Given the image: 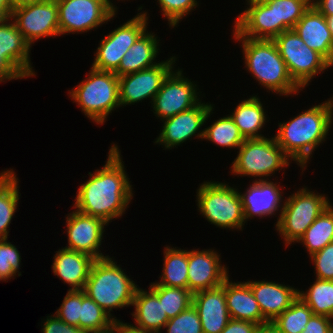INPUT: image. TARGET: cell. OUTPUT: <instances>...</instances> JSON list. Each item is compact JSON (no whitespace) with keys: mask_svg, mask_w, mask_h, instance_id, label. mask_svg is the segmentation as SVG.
Listing matches in <instances>:
<instances>
[{"mask_svg":"<svg viewBox=\"0 0 333 333\" xmlns=\"http://www.w3.org/2000/svg\"><path fill=\"white\" fill-rule=\"evenodd\" d=\"M102 169L90 175L77 192L75 207L79 212L104 220L123 215L131 201L132 188L124 170L118 146H111Z\"/></svg>","mask_w":333,"mask_h":333,"instance_id":"1","label":"cell"},{"mask_svg":"<svg viewBox=\"0 0 333 333\" xmlns=\"http://www.w3.org/2000/svg\"><path fill=\"white\" fill-rule=\"evenodd\" d=\"M333 100L299 114L286 123H279L275 137L284 153L303 168L313 150L325 141L333 120Z\"/></svg>","mask_w":333,"mask_h":333,"instance_id":"2","label":"cell"},{"mask_svg":"<svg viewBox=\"0 0 333 333\" xmlns=\"http://www.w3.org/2000/svg\"><path fill=\"white\" fill-rule=\"evenodd\" d=\"M242 41L245 64L249 72L272 92L281 95L295 94L301 89L292 79L286 63L273 40H255L235 37Z\"/></svg>","mask_w":333,"mask_h":333,"instance_id":"3","label":"cell"},{"mask_svg":"<svg viewBox=\"0 0 333 333\" xmlns=\"http://www.w3.org/2000/svg\"><path fill=\"white\" fill-rule=\"evenodd\" d=\"M133 282L112 258L96 259L84 292L111 316L113 308L132 305L137 290Z\"/></svg>","mask_w":333,"mask_h":333,"instance_id":"4","label":"cell"},{"mask_svg":"<svg viewBox=\"0 0 333 333\" xmlns=\"http://www.w3.org/2000/svg\"><path fill=\"white\" fill-rule=\"evenodd\" d=\"M89 74L69 94L88 118L96 124H103L109 113L120 106L119 77L112 71L94 68H91Z\"/></svg>","mask_w":333,"mask_h":333,"instance_id":"5","label":"cell"},{"mask_svg":"<svg viewBox=\"0 0 333 333\" xmlns=\"http://www.w3.org/2000/svg\"><path fill=\"white\" fill-rule=\"evenodd\" d=\"M227 184L204 182L197 190L199 211L220 228L242 229L245 218L239 191Z\"/></svg>","mask_w":333,"mask_h":333,"instance_id":"6","label":"cell"},{"mask_svg":"<svg viewBox=\"0 0 333 333\" xmlns=\"http://www.w3.org/2000/svg\"><path fill=\"white\" fill-rule=\"evenodd\" d=\"M330 205V201L322 194H315L303 188L288 197L280 209V217L276 228L285 243L298 242L308 227Z\"/></svg>","mask_w":333,"mask_h":333,"instance_id":"7","label":"cell"},{"mask_svg":"<svg viewBox=\"0 0 333 333\" xmlns=\"http://www.w3.org/2000/svg\"><path fill=\"white\" fill-rule=\"evenodd\" d=\"M238 149L239 154L232 164L233 174L267 177L289 165V157L275 137L246 139Z\"/></svg>","mask_w":333,"mask_h":333,"instance_id":"8","label":"cell"},{"mask_svg":"<svg viewBox=\"0 0 333 333\" xmlns=\"http://www.w3.org/2000/svg\"><path fill=\"white\" fill-rule=\"evenodd\" d=\"M273 41L293 81L302 89L313 76L332 66L321 54L310 49L294 29L282 32Z\"/></svg>","mask_w":333,"mask_h":333,"instance_id":"9","label":"cell"},{"mask_svg":"<svg viewBox=\"0 0 333 333\" xmlns=\"http://www.w3.org/2000/svg\"><path fill=\"white\" fill-rule=\"evenodd\" d=\"M57 5L60 35L96 29L116 12L110 0H60Z\"/></svg>","mask_w":333,"mask_h":333,"instance_id":"10","label":"cell"},{"mask_svg":"<svg viewBox=\"0 0 333 333\" xmlns=\"http://www.w3.org/2000/svg\"><path fill=\"white\" fill-rule=\"evenodd\" d=\"M114 29L101 40L97 48L92 68L100 71L114 72L125 53L135 41L146 31L147 13L143 12Z\"/></svg>","mask_w":333,"mask_h":333,"instance_id":"11","label":"cell"},{"mask_svg":"<svg viewBox=\"0 0 333 333\" xmlns=\"http://www.w3.org/2000/svg\"><path fill=\"white\" fill-rule=\"evenodd\" d=\"M11 19L30 45L41 37L60 35L58 5L54 1L45 0L15 8Z\"/></svg>","mask_w":333,"mask_h":333,"instance_id":"12","label":"cell"},{"mask_svg":"<svg viewBox=\"0 0 333 333\" xmlns=\"http://www.w3.org/2000/svg\"><path fill=\"white\" fill-rule=\"evenodd\" d=\"M182 71L171 72L153 99V110L161 120L197 106L200 102L196 85L183 78Z\"/></svg>","mask_w":333,"mask_h":333,"instance_id":"13","label":"cell"},{"mask_svg":"<svg viewBox=\"0 0 333 333\" xmlns=\"http://www.w3.org/2000/svg\"><path fill=\"white\" fill-rule=\"evenodd\" d=\"M175 59L176 58L171 57L169 60L159 62L151 68L120 76V106L133 104L147 98H151L153 101L154 97L161 89L163 82L172 72V65L175 63Z\"/></svg>","mask_w":333,"mask_h":333,"instance_id":"14","label":"cell"},{"mask_svg":"<svg viewBox=\"0 0 333 333\" xmlns=\"http://www.w3.org/2000/svg\"><path fill=\"white\" fill-rule=\"evenodd\" d=\"M66 223L69 244L64 248L86 253L95 259L108 257L98 251L103 238L104 225H107L104 220L76 210L68 214Z\"/></svg>","mask_w":333,"mask_h":333,"instance_id":"15","label":"cell"},{"mask_svg":"<svg viewBox=\"0 0 333 333\" xmlns=\"http://www.w3.org/2000/svg\"><path fill=\"white\" fill-rule=\"evenodd\" d=\"M213 250L188 251V290L193 294L221 286L228 271Z\"/></svg>","mask_w":333,"mask_h":333,"instance_id":"16","label":"cell"},{"mask_svg":"<svg viewBox=\"0 0 333 333\" xmlns=\"http://www.w3.org/2000/svg\"><path fill=\"white\" fill-rule=\"evenodd\" d=\"M212 109L211 104L200 102L190 110L165 119L162 132L155 143H161L167 149L180 145L196 135L199 128L206 123Z\"/></svg>","mask_w":333,"mask_h":333,"instance_id":"17","label":"cell"},{"mask_svg":"<svg viewBox=\"0 0 333 333\" xmlns=\"http://www.w3.org/2000/svg\"><path fill=\"white\" fill-rule=\"evenodd\" d=\"M250 5L235 21L234 37L255 40H274L278 36L274 7L266 2H248Z\"/></svg>","mask_w":333,"mask_h":333,"instance_id":"18","label":"cell"},{"mask_svg":"<svg viewBox=\"0 0 333 333\" xmlns=\"http://www.w3.org/2000/svg\"><path fill=\"white\" fill-rule=\"evenodd\" d=\"M192 305L199 314L203 333H221L230 320L225 297V281L216 288L193 293Z\"/></svg>","mask_w":333,"mask_h":333,"instance_id":"19","label":"cell"},{"mask_svg":"<svg viewBox=\"0 0 333 333\" xmlns=\"http://www.w3.org/2000/svg\"><path fill=\"white\" fill-rule=\"evenodd\" d=\"M294 30L310 49L317 51L333 66V37L322 13L311 5Z\"/></svg>","mask_w":333,"mask_h":333,"instance_id":"20","label":"cell"},{"mask_svg":"<svg viewBox=\"0 0 333 333\" xmlns=\"http://www.w3.org/2000/svg\"><path fill=\"white\" fill-rule=\"evenodd\" d=\"M246 283L267 322H273L298 298L299 290L288 285L275 283V281H247Z\"/></svg>","mask_w":333,"mask_h":333,"instance_id":"21","label":"cell"},{"mask_svg":"<svg viewBox=\"0 0 333 333\" xmlns=\"http://www.w3.org/2000/svg\"><path fill=\"white\" fill-rule=\"evenodd\" d=\"M95 260L86 253L62 248L54 257L52 269L56 276L72 286L69 290H84Z\"/></svg>","mask_w":333,"mask_h":333,"instance_id":"22","label":"cell"},{"mask_svg":"<svg viewBox=\"0 0 333 333\" xmlns=\"http://www.w3.org/2000/svg\"><path fill=\"white\" fill-rule=\"evenodd\" d=\"M258 180H255L244 194L240 193L245 222L254 216L272 215L282 204L281 191L277 184L264 179Z\"/></svg>","mask_w":333,"mask_h":333,"instance_id":"23","label":"cell"},{"mask_svg":"<svg viewBox=\"0 0 333 333\" xmlns=\"http://www.w3.org/2000/svg\"><path fill=\"white\" fill-rule=\"evenodd\" d=\"M225 297L230 319L250 321L258 325L267 323L246 282L232 283L228 277L225 280Z\"/></svg>","mask_w":333,"mask_h":333,"instance_id":"24","label":"cell"},{"mask_svg":"<svg viewBox=\"0 0 333 333\" xmlns=\"http://www.w3.org/2000/svg\"><path fill=\"white\" fill-rule=\"evenodd\" d=\"M11 18L0 25V52L25 76H35L30 63L31 45Z\"/></svg>","mask_w":333,"mask_h":333,"instance_id":"25","label":"cell"},{"mask_svg":"<svg viewBox=\"0 0 333 333\" xmlns=\"http://www.w3.org/2000/svg\"><path fill=\"white\" fill-rule=\"evenodd\" d=\"M157 46L156 36L145 31L125 53L114 73L120 77L157 65L153 62L158 53Z\"/></svg>","mask_w":333,"mask_h":333,"instance_id":"26","label":"cell"},{"mask_svg":"<svg viewBox=\"0 0 333 333\" xmlns=\"http://www.w3.org/2000/svg\"><path fill=\"white\" fill-rule=\"evenodd\" d=\"M149 291L137 288L132 303V306H135V312L132 315L138 327L161 333L160 329L165 327L169 318L162 307V302L151 290Z\"/></svg>","mask_w":333,"mask_h":333,"instance_id":"27","label":"cell"},{"mask_svg":"<svg viewBox=\"0 0 333 333\" xmlns=\"http://www.w3.org/2000/svg\"><path fill=\"white\" fill-rule=\"evenodd\" d=\"M265 114L260 99L253 96L238 104L230 117L245 139H254L264 138L258 131L266 122Z\"/></svg>","mask_w":333,"mask_h":333,"instance_id":"28","label":"cell"},{"mask_svg":"<svg viewBox=\"0 0 333 333\" xmlns=\"http://www.w3.org/2000/svg\"><path fill=\"white\" fill-rule=\"evenodd\" d=\"M18 178L13 170L0 174V240L8 239L9 225L19 202Z\"/></svg>","mask_w":333,"mask_h":333,"instance_id":"29","label":"cell"},{"mask_svg":"<svg viewBox=\"0 0 333 333\" xmlns=\"http://www.w3.org/2000/svg\"><path fill=\"white\" fill-rule=\"evenodd\" d=\"M165 248L162 278L155 284L188 289V251Z\"/></svg>","mask_w":333,"mask_h":333,"instance_id":"30","label":"cell"},{"mask_svg":"<svg viewBox=\"0 0 333 333\" xmlns=\"http://www.w3.org/2000/svg\"><path fill=\"white\" fill-rule=\"evenodd\" d=\"M307 248L310 256L333 242V208L329 205L308 227L299 240Z\"/></svg>","mask_w":333,"mask_h":333,"instance_id":"31","label":"cell"},{"mask_svg":"<svg viewBox=\"0 0 333 333\" xmlns=\"http://www.w3.org/2000/svg\"><path fill=\"white\" fill-rule=\"evenodd\" d=\"M298 296L309 306L314 315L333 319V280L317 278L308 291L299 290Z\"/></svg>","mask_w":333,"mask_h":333,"instance_id":"32","label":"cell"},{"mask_svg":"<svg viewBox=\"0 0 333 333\" xmlns=\"http://www.w3.org/2000/svg\"><path fill=\"white\" fill-rule=\"evenodd\" d=\"M196 136L229 148H239L246 140L230 116L218 119L211 126L202 130V132L199 131Z\"/></svg>","mask_w":333,"mask_h":333,"instance_id":"33","label":"cell"},{"mask_svg":"<svg viewBox=\"0 0 333 333\" xmlns=\"http://www.w3.org/2000/svg\"><path fill=\"white\" fill-rule=\"evenodd\" d=\"M311 0H269L266 3L274 7L275 24H278V35L294 29L304 12L311 6Z\"/></svg>","mask_w":333,"mask_h":333,"instance_id":"34","label":"cell"},{"mask_svg":"<svg viewBox=\"0 0 333 333\" xmlns=\"http://www.w3.org/2000/svg\"><path fill=\"white\" fill-rule=\"evenodd\" d=\"M151 290L162 302L167 317L173 318L192 305V293L185 288L167 287L152 283Z\"/></svg>","mask_w":333,"mask_h":333,"instance_id":"35","label":"cell"},{"mask_svg":"<svg viewBox=\"0 0 333 333\" xmlns=\"http://www.w3.org/2000/svg\"><path fill=\"white\" fill-rule=\"evenodd\" d=\"M312 315L313 311L298 296L291 306L280 314L273 323L282 333H302Z\"/></svg>","mask_w":333,"mask_h":333,"instance_id":"36","label":"cell"},{"mask_svg":"<svg viewBox=\"0 0 333 333\" xmlns=\"http://www.w3.org/2000/svg\"><path fill=\"white\" fill-rule=\"evenodd\" d=\"M102 309L82 290L80 305L79 329L82 331L98 330L111 325L115 318Z\"/></svg>","mask_w":333,"mask_h":333,"instance_id":"37","label":"cell"},{"mask_svg":"<svg viewBox=\"0 0 333 333\" xmlns=\"http://www.w3.org/2000/svg\"><path fill=\"white\" fill-rule=\"evenodd\" d=\"M164 328H168L167 333H203L199 314L193 305L170 318Z\"/></svg>","mask_w":333,"mask_h":333,"instance_id":"38","label":"cell"},{"mask_svg":"<svg viewBox=\"0 0 333 333\" xmlns=\"http://www.w3.org/2000/svg\"><path fill=\"white\" fill-rule=\"evenodd\" d=\"M7 240H0V281L16 276L21 263L20 252Z\"/></svg>","mask_w":333,"mask_h":333,"instance_id":"39","label":"cell"},{"mask_svg":"<svg viewBox=\"0 0 333 333\" xmlns=\"http://www.w3.org/2000/svg\"><path fill=\"white\" fill-rule=\"evenodd\" d=\"M80 305H82V290H68L55 314L66 324L79 328Z\"/></svg>","mask_w":333,"mask_h":333,"instance_id":"40","label":"cell"},{"mask_svg":"<svg viewBox=\"0 0 333 333\" xmlns=\"http://www.w3.org/2000/svg\"><path fill=\"white\" fill-rule=\"evenodd\" d=\"M163 16L167 17L169 26L175 27L183 16L197 5L196 0H158Z\"/></svg>","mask_w":333,"mask_h":333,"instance_id":"41","label":"cell"},{"mask_svg":"<svg viewBox=\"0 0 333 333\" xmlns=\"http://www.w3.org/2000/svg\"><path fill=\"white\" fill-rule=\"evenodd\" d=\"M315 265L316 278L333 280V242L310 256Z\"/></svg>","mask_w":333,"mask_h":333,"instance_id":"42","label":"cell"},{"mask_svg":"<svg viewBox=\"0 0 333 333\" xmlns=\"http://www.w3.org/2000/svg\"><path fill=\"white\" fill-rule=\"evenodd\" d=\"M332 318L312 315L302 333H333Z\"/></svg>","mask_w":333,"mask_h":333,"instance_id":"43","label":"cell"},{"mask_svg":"<svg viewBox=\"0 0 333 333\" xmlns=\"http://www.w3.org/2000/svg\"><path fill=\"white\" fill-rule=\"evenodd\" d=\"M43 327V333H79L81 331L77 326L66 324L55 315L47 316Z\"/></svg>","mask_w":333,"mask_h":333,"instance_id":"44","label":"cell"},{"mask_svg":"<svg viewBox=\"0 0 333 333\" xmlns=\"http://www.w3.org/2000/svg\"><path fill=\"white\" fill-rule=\"evenodd\" d=\"M25 78V76L0 52V82Z\"/></svg>","mask_w":333,"mask_h":333,"instance_id":"45","label":"cell"},{"mask_svg":"<svg viewBox=\"0 0 333 333\" xmlns=\"http://www.w3.org/2000/svg\"><path fill=\"white\" fill-rule=\"evenodd\" d=\"M258 324L250 321L230 319L221 333H255Z\"/></svg>","mask_w":333,"mask_h":333,"instance_id":"46","label":"cell"},{"mask_svg":"<svg viewBox=\"0 0 333 333\" xmlns=\"http://www.w3.org/2000/svg\"><path fill=\"white\" fill-rule=\"evenodd\" d=\"M116 333H158L145 330L138 326L127 325V323H123L120 320L116 319Z\"/></svg>","mask_w":333,"mask_h":333,"instance_id":"47","label":"cell"},{"mask_svg":"<svg viewBox=\"0 0 333 333\" xmlns=\"http://www.w3.org/2000/svg\"><path fill=\"white\" fill-rule=\"evenodd\" d=\"M312 0L313 5L325 17L333 15V0Z\"/></svg>","mask_w":333,"mask_h":333,"instance_id":"48","label":"cell"},{"mask_svg":"<svg viewBox=\"0 0 333 333\" xmlns=\"http://www.w3.org/2000/svg\"><path fill=\"white\" fill-rule=\"evenodd\" d=\"M255 333H282L273 322L259 324Z\"/></svg>","mask_w":333,"mask_h":333,"instance_id":"49","label":"cell"},{"mask_svg":"<svg viewBox=\"0 0 333 333\" xmlns=\"http://www.w3.org/2000/svg\"><path fill=\"white\" fill-rule=\"evenodd\" d=\"M45 0H11L13 9L23 7L26 5H31L33 3H39Z\"/></svg>","mask_w":333,"mask_h":333,"instance_id":"50","label":"cell"},{"mask_svg":"<svg viewBox=\"0 0 333 333\" xmlns=\"http://www.w3.org/2000/svg\"><path fill=\"white\" fill-rule=\"evenodd\" d=\"M87 333H116V319L111 325L107 326L106 328L98 330H89L87 331Z\"/></svg>","mask_w":333,"mask_h":333,"instance_id":"51","label":"cell"},{"mask_svg":"<svg viewBox=\"0 0 333 333\" xmlns=\"http://www.w3.org/2000/svg\"><path fill=\"white\" fill-rule=\"evenodd\" d=\"M0 9H4L11 16L13 11L11 0H0Z\"/></svg>","mask_w":333,"mask_h":333,"instance_id":"52","label":"cell"},{"mask_svg":"<svg viewBox=\"0 0 333 333\" xmlns=\"http://www.w3.org/2000/svg\"><path fill=\"white\" fill-rule=\"evenodd\" d=\"M10 18L11 16L4 9H0V25L4 24Z\"/></svg>","mask_w":333,"mask_h":333,"instance_id":"53","label":"cell"},{"mask_svg":"<svg viewBox=\"0 0 333 333\" xmlns=\"http://www.w3.org/2000/svg\"><path fill=\"white\" fill-rule=\"evenodd\" d=\"M326 21H327V24H328V28L331 32V35L333 37V15L332 16H327Z\"/></svg>","mask_w":333,"mask_h":333,"instance_id":"54","label":"cell"},{"mask_svg":"<svg viewBox=\"0 0 333 333\" xmlns=\"http://www.w3.org/2000/svg\"><path fill=\"white\" fill-rule=\"evenodd\" d=\"M269 0H248L247 2H267Z\"/></svg>","mask_w":333,"mask_h":333,"instance_id":"55","label":"cell"},{"mask_svg":"<svg viewBox=\"0 0 333 333\" xmlns=\"http://www.w3.org/2000/svg\"><path fill=\"white\" fill-rule=\"evenodd\" d=\"M79 333H87V331H82V330H81Z\"/></svg>","mask_w":333,"mask_h":333,"instance_id":"56","label":"cell"}]
</instances>
